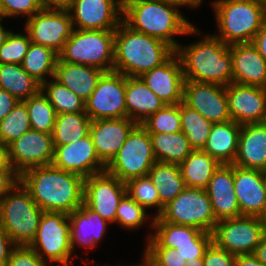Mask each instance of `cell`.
<instances>
[{
    "instance_id": "cell-1",
    "label": "cell",
    "mask_w": 266,
    "mask_h": 266,
    "mask_svg": "<svg viewBox=\"0 0 266 266\" xmlns=\"http://www.w3.org/2000/svg\"><path fill=\"white\" fill-rule=\"evenodd\" d=\"M20 182L42 211L71 214L83 204L84 178L53 165L26 170Z\"/></svg>"
},
{
    "instance_id": "cell-2",
    "label": "cell",
    "mask_w": 266,
    "mask_h": 266,
    "mask_svg": "<svg viewBox=\"0 0 266 266\" xmlns=\"http://www.w3.org/2000/svg\"><path fill=\"white\" fill-rule=\"evenodd\" d=\"M175 52L167 43L137 32L122 21L115 29L113 71L140 77L165 63Z\"/></svg>"
},
{
    "instance_id": "cell-3",
    "label": "cell",
    "mask_w": 266,
    "mask_h": 266,
    "mask_svg": "<svg viewBox=\"0 0 266 266\" xmlns=\"http://www.w3.org/2000/svg\"><path fill=\"white\" fill-rule=\"evenodd\" d=\"M176 7L163 0H123V21L133 30L159 39L176 51L181 45L172 39L173 35L198 31Z\"/></svg>"
},
{
    "instance_id": "cell-4",
    "label": "cell",
    "mask_w": 266,
    "mask_h": 266,
    "mask_svg": "<svg viewBox=\"0 0 266 266\" xmlns=\"http://www.w3.org/2000/svg\"><path fill=\"white\" fill-rule=\"evenodd\" d=\"M185 80L228 86L232 82V56L230 45L215 35L176 50Z\"/></svg>"
},
{
    "instance_id": "cell-5",
    "label": "cell",
    "mask_w": 266,
    "mask_h": 266,
    "mask_svg": "<svg viewBox=\"0 0 266 266\" xmlns=\"http://www.w3.org/2000/svg\"><path fill=\"white\" fill-rule=\"evenodd\" d=\"M220 35L225 44L250 43L266 21L258 0H218L213 3Z\"/></svg>"
},
{
    "instance_id": "cell-6",
    "label": "cell",
    "mask_w": 266,
    "mask_h": 266,
    "mask_svg": "<svg viewBox=\"0 0 266 266\" xmlns=\"http://www.w3.org/2000/svg\"><path fill=\"white\" fill-rule=\"evenodd\" d=\"M13 191L14 194H6L0 201V227L11 238L14 246H29L36 236L44 211L21 182L17 183Z\"/></svg>"
},
{
    "instance_id": "cell-7",
    "label": "cell",
    "mask_w": 266,
    "mask_h": 266,
    "mask_svg": "<svg viewBox=\"0 0 266 266\" xmlns=\"http://www.w3.org/2000/svg\"><path fill=\"white\" fill-rule=\"evenodd\" d=\"M114 38L115 30L74 29L58 54L59 59L97 67L105 72L113 71Z\"/></svg>"
},
{
    "instance_id": "cell-8",
    "label": "cell",
    "mask_w": 266,
    "mask_h": 266,
    "mask_svg": "<svg viewBox=\"0 0 266 266\" xmlns=\"http://www.w3.org/2000/svg\"><path fill=\"white\" fill-rule=\"evenodd\" d=\"M153 221L192 226L209 233L213 232L218 222L206 190L191 187H186L165 205Z\"/></svg>"
},
{
    "instance_id": "cell-9",
    "label": "cell",
    "mask_w": 266,
    "mask_h": 266,
    "mask_svg": "<svg viewBox=\"0 0 266 266\" xmlns=\"http://www.w3.org/2000/svg\"><path fill=\"white\" fill-rule=\"evenodd\" d=\"M156 162L149 133L137 124L128 134L119 152L106 165L105 171L122 182L147 176Z\"/></svg>"
},
{
    "instance_id": "cell-10",
    "label": "cell",
    "mask_w": 266,
    "mask_h": 266,
    "mask_svg": "<svg viewBox=\"0 0 266 266\" xmlns=\"http://www.w3.org/2000/svg\"><path fill=\"white\" fill-rule=\"evenodd\" d=\"M264 234L263 218L256 216L219 220L212 232L213 242L235 256L254 254Z\"/></svg>"
},
{
    "instance_id": "cell-11",
    "label": "cell",
    "mask_w": 266,
    "mask_h": 266,
    "mask_svg": "<svg viewBox=\"0 0 266 266\" xmlns=\"http://www.w3.org/2000/svg\"><path fill=\"white\" fill-rule=\"evenodd\" d=\"M68 214L64 212L44 211L39 222L36 236L29 245L37 255L45 260L47 255L50 261L62 263L68 266V260L72 253L70 243V224ZM43 251L41 254L38 250Z\"/></svg>"
},
{
    "instance_id": "cell-12",
    "label": "cell",
    "mask_w": 266,
    "mask_h": 266,
    "mask_svg": "<svg viewBox=\"0 0 266 266\" xmlns=\"http://www.w3.org/2000/svg\"><path fill=\"white\" fill-rule=\"evenodd\" d=\"M126 76L115 71L105 72L85 101V113L93 120L127 117Z\"/></svg>"
},
{
    "instance_id": "cell-13",
    "label": "cell",
    "mask_w": 266,
    "mask_h": 266,
    "mask_svg": "<svg viewBox=\"0 0 266 266\" xmlns=\"http://www.w3.org/2000/svg\"><path fill=\"white\" fill-rule=\"evenodd\" d=\"M68 10L42 9L28 18L27 34L32 43L43 45L60 53L74 27Z\"/></svg>"
},
{
    "instance_id": "cell-14",
    "label": "cell",
    "mask_w": 266,
    "mask_h": 266,
    "mask_svg": "<svg viewBox=\"0 0 266 266\" xmlns=\"http://www.w3.org/2000/svg\"><path fill=\"white\" fill-rule=\"evenodd\" d=\"M126 194V185L107 171L84 179L83 203L107 222H114L120 200Z\"/></svg>"
},
{
    "instance_id": "cell-15",
    "label": "cell",
    "mask_w": 266,
    "mask_h": 266,
    "mask_svg": "<svg viewBox=\"0 0 266 266\" xmlns=\"http://www.w3.org/2000/svg\"><path fill=\"white\" fill-rule=\"evenodd\" d=\"M12 168L21 175L33 167L52 165L54 144L52 134L30 129L8 145Z\"/></svg>"
},
{
    "instance_id": "cell-16",
    "label": "cell",
    "mask_w": 266,
    "mask_h": 266,
    "mask_svg": "<svg viewBox=\"0 0 266 266\" xmlns=\"http://www.w3.org/2000/svg\"><path fill=\"white\" fill-rule=\"evenodd\" d=\"M182 102L212 123L231 120L226 86L185 80Z\"/></svg>"
},
{
    "instance_id": "cell-17",
    "label": "cell",
    "mask_w": 266,
    "mask_h": 266,
    "mask_svg": "<svg viewBox=\"0 0 266 266\" xmlns=\"http://www.w3.org/2000/svg\"><path fill=\"white\" fill-rule=\"evenodd\" d=\"M52 165L58 169L72 172L84 179L105 171L106 165L99 159L90 133L63 146H54Z\"/></svg>"
},
{
    "instance_id": "cell-18",
    "label": "cell",
    "mask_w": 266,
    "mask_h": 266,
    "mask_svg": "<svg viewBox=\"0 0 266 266\" xmlns=\"http://www.w3.org/2000/svg\"><path fill=\"white\" fill-rule=\"evenodd\" d=\"M226 92L231 120L240 125L266 122V88L231 82Z\"/></svg>"
},
{
    "instance_id": "cell-19",
    "label": "cell",
    "mask_w": 266,
    "mask_h": 266,
    "mask_svg": "<svg viewBox=\"0 0 266 266\" xmlns=\"http://www.w3.org/2000/svg\"><path fill=\"white\" fill-rule=\"evenodd\" d=\"M68 11H74L72 23L74 26L75 21L79 30H115L123 21L118 17L123 0H74Z\"/></svg>"
},
{
    "instance_id": "cell-20",
    "label": "cell",
    "mask_w": 266,
    "mask_h": 266,
    "mask_svg": "<svg viewBox=\"0 0 266 266\" xmlns=\"http://www.w3.org/2000/svg\"><path fill=\"white\" fill-rule=\"evenodd\" d=\"M140 78L165 105L183 101L185 78L182 62L176 52L165 63L142 74Z\"/></svg>"
},
{
    "instance_id": "cell-21",
    "label": "cell",
    "mask_w": 266,
    "mask_h": 266,
    "mask_svg": "<svg viewBox=\"0 0 266 266\" xmlns=\"http://www.w3.org/2000/svg\"><path fill=\"white\" fill-rule=\"evenodd\" d=\"M233 179L241 216L263 217L266 213L263 171L233 165Z\"/></svg>"
},
{
    "instance_id": "cell-22",
    "label": "cell",
    "mask_w": 266,
    "mask_h": 266,
    "mask_svg": "<svg viewBox=\"0 0 266 266\" xmlns=\"http://www.w3.org/2000/svg\"><path fill=\"white\" fill-rule=\"evenodd\" d=\"M137 124L129 118L93 120L90 135L99 159L107 165L119 152Z\"/></svg>"
},
{
    "instance_id": "cell-23",
    "label": "cell",
    "mask_w": 266,
    "mask_h": 266,
    "mask_svg": "<svg viewBox=\"0 0 266 266\" xmlns=\"http://www.w3.org/2000/svg\"><path fill=\"white\" fill-rule=\"evenodd\" d=\"M205 190L217 221L241 216L234 189L233 164H220Z\"/></svg>"
},
{
    "instance_id": "cell-24",
    "label": "cell",
    "mask_w": 266,
    "mask_h": 266,
    "mask_svg": "<svg viewBox=\"0 0 266 266\" xmlns=\"http://www.w3.org/2000/svg\"><path fill=\"white\" fill-rule=\"evenodd\" d=\"M232 82L266 88V60L250 43L230 45Z\"/></svg>"
},
{
    "instance_id": "cell-25",
    "label": "cell",
    "mask_w": 266,
    "mask_h": 266,
    "mask_svg": "<svg viewBox=\"0 0 266 266\" xmlns=\"http://www.w3.org/2000/svg\"><path fill=\"white\" fill-rule=\"evenodd\" d=\"M233 165L266 171V122L241 125Z\"/></svg>"
},
{
    "instance_id": "cell-26",
    "label": "cell",
    "mask_w": 266,
    "mask_h": 266,
    "mask_svg": "<svg viewBox=\"0 0 266 266\" xmlns=\"http://www.w3.org/2000/svg\"><path fill=\"white\" fill-rule=\"evenodd\" d=\"M104 73L97 67L63 62L58 58L54 79L86 101Z\"/></svg>"
},
{
    "instance_id": "cell-27",
    "label": "cell",
    "mask_w": 266,
    "mask_h": 266,
    "mask_svg": "<svg viewBox=\"0 0 266 266\" xmlns=\"http://www.w3.org/2000/svg\"><path fill=\"white\" fill-rule=\"evenodd\" d=\"M125 101L127 118L136 124L162 109L165 103L143 82L140 77L126 76Z\"/></svg>"
},
{
    "instance_id": "cell-28",
    "label": "cell",
    "mask_w": 266,
    "mask_h": 266,
    "mask_svg": "<svg viewBox=\"0 0 266 266\" xmlns=\"http://www.w3.org/2000/svg\"><path fill=\"white\" fill-rule=\"evenodd\" d=\"M70 222V243L73 250L75 243L80 246L94 247L104 235L106 220L84 203L71 214H68Z\"/></svg>"
},
{
    "instance_id": "cell-29",
    "label": "cell",
    "mask_w": 266,
    "mask_h": 266,
    "mask_svg": "<svg viewBox=\"0 0 266 266\" xmlns=\"http://www.w3.org/2000/svg\"><path fill=\"white\" fill-rule=\"evenodd\" d=\"M156 232L146 248H172L184 243H212V233L202 231L198 228L179 225L170 222H153Z\"/></svg>"
},
{
    "instance_id": "cell-30",
    "label": "cell",
    "mask_w": 266,
    "mask_h": 266,
    "mask_svg": "<svg viewBox=\"0 0 266 266\" xmlns=\"http://www.w3.org/2000/svg\"><path fill=\"white\" fill-rule=\"evenodd\" d=\"M240 130L241 125L233 120L213 123L203 151L220 164H233L237 154Z\"/></svg>"
},
{
    "instance_id": "cell-31",
    "label": "cell",
    "mask_w": 266,
    "mask_h": 266,
    "mask_svg": "<svg viewBox=\"0 0 266 266\" xmlns=\"http://www.w3.org/2000/svg\"><path fill=\"white\" fill-rule=\"evenodd\" d=\"M160 197V214L165 205L171 202L185 188V181L178 164L155 162L148 172Z\"/></svg>"
},
{
    "instance_id": "cell-32",
    "label": "cell",
    "mask_w": 266,
    "mask_h": 266,
    "mask_svg": "<svg viewBox=\"0 0 266 266\" xmlns=\"http://www.w3.org/2000/svg\"><path fill=\"white\" fill-rule=\"evenodd\" d=\"M219 165V162L203 150H193L179 164V168L186 187L206 189Z\"/></svg>"
},
{
    "instance_id": "cell-33",
    "label": "cell",
    "mask_w": 266,
    "mask_h": 266,
    "mask_svg": "<svg viewBox=\"0 0 266 266\" xmlns=\"http://www.w3.org/2000/svg\"><path fill=\"white\" fill-rule=\"evenodd\" d=\"M0 89L6 90L19 101L35 96L41 84L29 75L21 64H0Z\"/></svg>"
},
{
    "instance_id": "cell-34",
    "label": "cell",
    "mask_w": 266,
    "mask_h": 266,
    "mask_svg": "<svg viewBox=\"0 0 266 266\" xmlns=\"http://www.w3.org/2000/svg\"><path fill=\"white\" fill-rule=\"evenodd\" d=\"M157 162L181 164L193 151L182 131L175 133H149Z\"/></svg>"
},
{
    "instance_id": "cell-35",
    "label": "cell",
    "mask_w": 266,
    "mask_h": 266,
    "mask_svg": "<svg viewBox=\"0 0 266 266\" xmlns=\"http://www.w3.org/2000/svg\"><path fill=\"white\" fill-rule=\"evenodd\" d=\"M91 122L85 112L58 114L52 131L54 146L77 142L87 136L90 133Z\"/></svg>"
},
{
    "instance_id": "cell-36",
    "label": "cell",
    "mask_w": 266,
    "mask_h": 266,
    "mask_svg": "<svg viewBox=\"0 0 266 266\" xmlns=\"http://www.w3.org/2000/svg\"><path fill=\"white\" fill-rule=\"evenodd\" d=\"M58 58V53L53 49L31 42L21 65L29 75L42 85L46 82V78H44L46 74L54 78Z\"/></svg>"
},
{
    "instance_id": "cell-37",
    "label": "cell",
    "mask_w": 266,
    "mask_h": 266,
    "mask_svg": "<svg viewBox=\"0 0 266 266\" xmlns=\"http://www.w3.org/2000/svg\"><path fill=\"white\" fill-rule=\"evenodd\" d=\"M181 131L193 150H203L213 123L199 112L180 102Z\"/></svg>"
},
{
    "instance_id": "cell-38",
    "label": "cell",
    "mask_w": 266,
    "mask_h": 266,
    "mask_svg": "<svg viewBox=\"0 0 266 266\" xmlns=\"http://www.w3.org/2000/svg\"><path fill=\"white\" fill-rule=\"evenodd\" d=\"M33 130L52 134L57 113L43 91L24 100Z\"/></svg>"
},
{
    "instance_id": "cell-39",
    "label": "cell",
    "mask_w": 266,
    "mask_h": 266,
    "mask_svg": "<svg viewBox=\"0 0 266 266\" xmlns=\"http://www.w3.org/2000/svg\"><path fill=\"white\" fill-rule=\"evenodd\" d=\"M47 90L46 97L58 114L85 112V101L78 97L66 86L54 79L52 82H44L41 91Z\"/></svg>"
},
{
    "instance_id": "cell-40",
    "label": "cell",
    "mask_w": 266,
    "mask_h": 266,
    "mask_svg": "<svg viewBox=\"0 0 266 266\" xmlns=\"http://www.w3.org/2000/svg\"><path fill=\"white\" fill-rule=\"evenodd\" d=\"M31 129L24 101H19L11 112L0 121V142L9 145Z\"/></svg>"
},
{
    "instance_id": "cell-41",
    "label": "cell",
    "mask_w": 266,
    "mask_h": 266,
    "mask_svg": "<svg viewBox=\"0 0 266 266\" xmlns=\"http://www.w3.org/2000/svg\"><path fill=\"white\" fill-rule=\"evenodd\" d=\"M148 133H175L181 131L180 103L165 105L140 124Z\"/></svg>"
},
{
    "instance_id": "cell-42",
    "label": "cell",
    "mask_w": 266,
    "mask_h": 266,
    "mask_svg": "<svg viewBox=\"0 0 266 266\" xmlns=\"http://www.w3.org/2000/svg\"><path fill=\"white\" fill-rule=\"evenodd\" d=\"M126 193L134 199L144 209L146 207L156 206L158 207V214L160 215V197L157 192V188L152 183L149 176H141L131 179L125 183Z\"/></svg>"
},
{
    "instance_id": "cell-43",
    "label": "cell",
    "mask_w": 266,
    "mask_h": 266,
    "mask_svg": "<svg viewBox=\"0 0 266 266\" xmlns=\"http://www.w3.org/2000/svg\"><path fill=\"white\" fill-rule=\"evenodd\" d=\"M30 44L29 35L10 32L6 41L0 46V64H22Z\"/></svg>"
},
{
    "instance_id": "cell-44",
    "label": "cell",
    "mask_w": 266,
    "mask_h": 266,
    "mask_svg": "<svg viewBox=\"0 0 266 266\" xmlns=\"http://www.w3.org/2000/svg\"><path fill=\"white\" fill-rule=\"evenodd\" d=\"M145 217V209L126 193L118 205L115 222L132 229L141 226Z\"/></svg>"
},
{
    "instance_id": "cell-45",
    "label": "cell",
    "mask_w": 266,
    "mask_h": 266,
    "mask_svg": "<svg viewBox=\"0 0 266 266\" xmlns=\"http://www.w3.org/2000/svg\"><path fill=\"white\" fill-rule=\"evenodd\" d=\"M144 266H185L186 260L172 248H147Z\"/></svg>"
},
{
    "instance_id": "cell-46",
    "label": "cell",
    "mask_w": 266,
    "mask_h": 266,
    "mask_svg": "<svg viewBox=\"0 0 266 266\" xmlns=\"http://www.w3.org/2000/svg\"><path fill=\"white\" fill-rule=\"evenodd\" d=\"M3 17L29 15L32 17L43 9L41 0H1Z\"/></svg>"
},
{
    "instance_id": "cell-47",
    "label": "cell",
    "mask_w": 266,
    "mask_h": 266,
    "mask_svg": "<svg viewBox=\"0 0 266 266\" xmlns=\"http://www.w3.org/2000/svg\"><path fill=\"white\" fill-rule=\"evenodd\" d=\"M6 266H46L30 246H14Z\"/></svg>"
},
{
    "instance_id": "cell-48",
    "label": "cell",
    "mask_w": 266,
    "mask_h": 266,
    "mask_svg": "<svg viewBox=\"0 0 266 266\" xmlns=\"http://www.w3.org/2000/svg\"><path fill=\"white\" fill-rule=\"evenodd\" d=\"M204 266H236V256L212 242L203 257Z\"/></svg>"
},
{
    "instance_id": "cell-49",
    "label": "cell",
    "mask_w": 266,
    "mask_h": 266,
    "mask_svg": "<svg viewBox=\"0 0 266 266\" xmlns=\"http://www.w3.org/2000/svg\"><path fill=\"white\" fill-rule=\"evenodd\" d=\"M211 243H184L176 245V251L186 261H196L204 257L205 251Z\"/></svg>"
},
{
    "instance_id": "cell-50",
    "label": "cell",
    "mask_w": 266,
    "mask_h": 266,
    "mask_svg": "<svg viewBox=\"0 0 266 266\" xmlns=\"http://www.w3.org/2000/svg\"><path fill=\"white\" fill-rule=\"evenodd\" d=\"M20 182V175L16 171H0V201Z\"/></svg>"
},
{
    "instance_id": "cell-51",
    "label": "cell",
    "mask_w": 266,
    "mask_h": 266,
    "mask_svg": "<svg viewBox=\"0 0 266 266\" xmlns=\"http://www.w3.org/2000/svg\"><path fill=\"white\" fill-rule=\"evenodd\" d=\"M19 102L6 90L0 89V121L3 120Z\"/></svg>"
},
{
    "instance_id": "cell-52",
    "label": "cell",
    "mask_w": 266,
    "mask_h": 266,
    "mask_svg": "<svg viewBox=\"0 0 266 266\" xmlns=\"http://www.w3.org/2000/svg\"><path fill=\"white\" fill-rule=\"evenodd\" d=\"M13 244L11 238L0 227V266H6L11 251L13 250L10 246Z\"/></svg>"
},
{
    "instance_id": "cell-53",
    "label": "cell",
    "mask_w": 266,
    "mask_h": 266,
    "mask_svg": "<svg viewBox=\"0 0 266 266\" xmlns=\"http://www.w3.org/2000/svg\"><path fill=\"white\" fill-rule=\"evenodd\" d=\"M266 60V21L251 42Z\"/></svg>"
},
{
    "instance_id": "cell-54",
    "label": "cell",
    "mask_w": 266,
    "mask_h": 266,
    "mask_svg": "<svg viewBox=\"0 0 266 266\" xmlns=\"http://www.w3.org/2000/svg\"><path fill=\"white\" fill-rule=\"evenodd\" d=\"M44 9L69 10L74 0H41Z\"/></svg>"
},
{
    "instance_id": "cell-55",
    "label": "cell",
    "mask_w": 266,
    "mask_h": 266,
    "mask_svg": "<svg viewBox=\"0 0 266 266\" xmlns=\"http://www.w3.org/2000/svg\"><path fill=\"white\" fill-rule=\"evenodd\" d=\"M0 171H15L10 162L9 148L0 142Z\"/></svg>"
},
{
    "instance_id": "cell-56",
    "label": "cell",
    "mask_w": 266,
    "mask_h": 266,
    "mask_svg": "<svg viewBox=\"0 0 266 266\" xmlns=\"http://www.w3.org/2000/svg\"><path fill=\"white\" fill-rule=\"evenodd\" d=\"M236 266H265L254 254L236 256Z\"/></svg>"
},
{
    "instance_id": "cell-57",
    "label": "cell",
    "mask_w": 266,
    "mask_h": 266,
    "mask_svg": "<svg viewBox=\"0 0 266 266\" xmlns=\"http://www.w3.org/2000/svg\"><path fill=\"white\" fill-rule=\"evenodd\" d=\"M254 255L266 266V232L260 244L256 247Z\"/></svg>"
},
{
    "instance_id": "cell-58",
    "label": "cell",
    "mask_w": 266,
    "mask_h": 266,
    "mask_svg": "<svg viewBox=\"0 0 266 266\" xmlns=\"http://www.w3.org/2000/svg\"><path fill=\"white\" fill-rule=\"evenodd\" d=\"M163 1L175 4L177 6L188 5L191 7H197L201 3V0H163Z\"/></svg>"
},
{
    "instance_id": "cell-59",
    "label": "cell",
    "mask_w": 266,
    "mask_h": 266,
    "mask_svg": "<svg viewBox=\"0 0 266 266\" xmlns=\"http://www.w3.org/2000/svg\"><path fill=\"white\" fill-rule=\"evenodd\" d=\"M1 21V20H0ZM11 31L5 30L0 23V46L6 41Z\"/></svg>"
},
{
    "instance_id": "cell-60",
    "label": "cell",
    "mask_w": 266,
    "mask_h": 266,
    "mask_svg": "<svg viewBox=\"0 0 266 266\" xmlns=\"http://www.w3.org/2000/svg\"><path fill=\"white\" fill-rule=\"evenodd\" d=\"M185 266H204L203 257L198 258L196 261H190V262L186 261Z\"/></svg>"
},
{
    "instance_id": "cell-61",
    "label": "cell",
    "mask_w": 266,
    "mask_h": 266,
    "mask_svg": "<svg viewBox=\"0 0 266 266\" xmlns=\"http://www.w3.org/2000/svg\"><path fill=\"white\" fill-rule=\"evenodd\" d=\"M258 1L261 3V5L263 6V8L266 12V0H258Z\"/></svg>"
},
{
    "instance_id": "cell-62",
    "label": "cell",
    "mask_w": 266,
    "mask_h": 266,
    "mask_svg": "<svg viewBox=\"0 0 266 266\" xmlns=\"http://www.w3.org/2000/svg\"><path fill=\"white\" fill-rule=\"evenodd\" d=\"M3 18V11H2V6H1V0H0V20Z\"/></svg>"
},
{
    "instance_id": "cell-63",
    "label": "cell",
    "mask_w": 266,
    "mask_h": 266,
    "mask_svg": "<svg viewBox=\"0 0 266 266\" xmlns=\"http://www.w3.org/2000/svg\"><path fill=\"white\" fill-rule=\"evenodd\" d=\"M263 178H264V184H265V189H266V171H263Z\"/></svg>"
},
{
    "instance_id": "cell-64",
    "label": "cell",
    "mask_w": 266,
    "mask_h": 266,
    "mask_svg": "<svg viewBox=\"0 0 266 266\" xmlns=\"http://www.w3.org/2000/svg\"><path fill=\"white\" fill-rule=\"evenodd\" d=\"M262 218H263V221H264L265 232H266V213H265V215Z\"/></svg>"
}]
</instances>
